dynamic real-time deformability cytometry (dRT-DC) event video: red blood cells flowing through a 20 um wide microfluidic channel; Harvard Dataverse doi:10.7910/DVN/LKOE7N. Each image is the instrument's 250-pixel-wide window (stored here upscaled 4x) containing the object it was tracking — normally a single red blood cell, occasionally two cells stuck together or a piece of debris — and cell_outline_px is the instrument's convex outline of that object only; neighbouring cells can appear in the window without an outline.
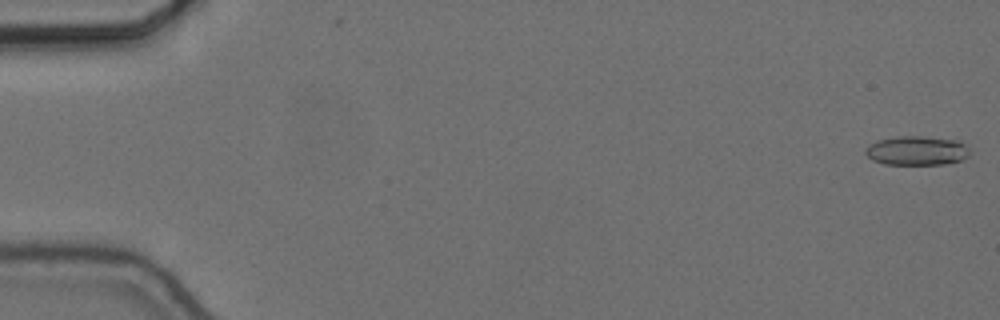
{"species": "common noctule bat (a hibernating species)", "species_latin": "Nyctalus noctula", "temperature_condition": "cold", "stored_images_in_passage": 56, "camera_frame_rate_fps": 3000, "um_per_image_px": 0.085, "animal": {"sex": "female", "body_mass_g": 24.6, "forearm_length_mm": 56.2}, "frame": {"image": 1, "passage_image": 1, "time_ms": 0.0, "image_size_px": [1000, 320], "cell_outline_px": [[968, 156], [960, 160], [944, 164], [884, 164], [872, 160], [864, 152], [864, 148], [868, 144], [876, 140], [900, 136], [924, 136], [960, 140], [968, 148]], "centroid_in_image_um": [77.89, 12.79], "position_along_channel_um": 7.1, "area_um2": 17.86}}
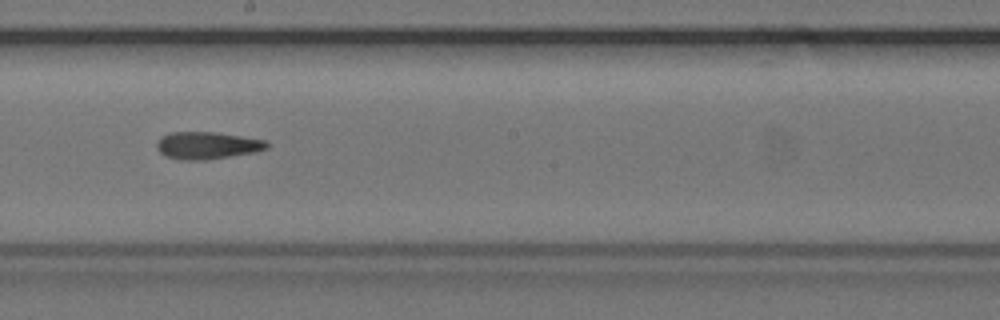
{"frame": {"image": 2, "passage_image": 32, "time_ms": 10.333, "image_size_px": [1000, 320], "cell_outline_px": [[272, 144], [268, 148], [256, 152], [204, 160], [180, 160], [164, 156], [156, 148], [156, 140], [160, 136], [172, 132], [216, 132], [268, 140]], "centroid_in_image_um": [17.62, 12.36], "position_along_channel_um": 230.6, "area_um2": 17.86}}
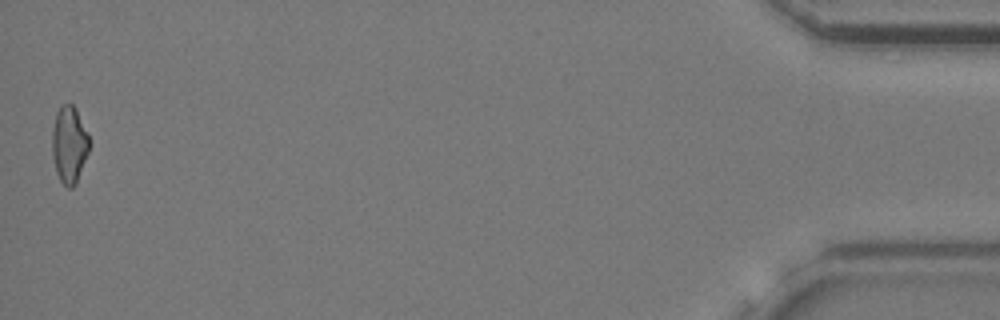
{"frame": {"image": 3, "passage_image": 56, "time_ms": 18.333, "image_size_px": [1000, 320], "cell_outline_px": [[92, 144], [76, 184], [72, 188], [68, 188], [60, 180], [56, 172], [52, 156], [52, 128], [56, 112], [60, 104], [72, 104], [76, 108], [88, 132]], "centroid_in_image_um": [5.9, 12.27], "position_along_channel_um": 429.3, "area_um2": 17.17}, "authors_computed_cell_mechanics": {"area_um2": 17.6868, "velocity_mm_per_s": 3.6711, "shape_relaxation_time_tau1_ms": 9.2411, "shape_relaxation_time_tau2_ms": 4.7498, "deformation_change_tau1": 0.173, "deformation_change_tau2": 0.1293}}